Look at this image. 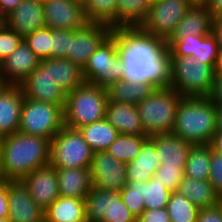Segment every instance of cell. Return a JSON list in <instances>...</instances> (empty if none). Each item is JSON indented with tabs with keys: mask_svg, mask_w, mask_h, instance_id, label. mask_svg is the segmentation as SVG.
I'll list each match as a JSON object with an SVG mask.
<instances>
[{
	"mask_svg": "<svg viewBox=\"0 0 222 222\" xmlns=\"http://www.w3.org/2000/svg\"><path fill=\"white\" fill-rule=\"evenodd\" d=\"M112 206V190L97 189L92 186L85 197L87 222H101Z\"/></svg>",
	"mask_w": 222,
	"mask_h": 222,
	"instance_id": "d6a6232c",
	"label": "cell"
},
{
	"mask_svg": "<svg viewBox=\"0 0 222 222\" xmlns=\"http://www.w3.org/2000/svg\"><path fill=\"white\" fill-rule=\"evenodd\" d=\"M45 25L51 29L77 30L86 26L85 6L72 0L42 1Z\"/></svg>",
	"mask_w": 222,
	"mask_h": 222,
	"instance_id": "4fadbf2b",
	"label": "cell"
},
{
	"mask_svg": "<svg viewBox=\"0 0 222 222\" xmlns=\"http://www.w3.org/2000/svg\"><path fill=\"white\" fill-rule=\"evenodd\" d=\"M209 98L215 104H222V75H214V83Z\"/></svg>",
	"mask_w": 222,
	"mask_h": 222,
	"instance_id": "c3c4849f",
	"label": "cell"
},
{
	"mask_svg": "<svg viewBox=\"0 0 222 222\" xmlns=\"http://www.w3.org/2000/svg\"><path fill=\"white\" fill-rule=\"evenodd\" d=\"M218 52L219 46L212 33L209 35H198L197 55H194L195 60L208 64L214 69Z\"/></svg>",
	"mask_w": 222,
	"mask_h": 222,
	"instance_id": "f35d334b",
	"label": "cell"
},
{
	"mask_svg": "<svg viewBox=\"0 0 222 222\" xmlns=\"http://www.w3.org/2000/svg\"><path fill=\"white\" fill-rule=\"evenodd\" d=\"M181 98L171 87L157 88L136 104L146 136L172 133Z\"/></svg>",
	"mask_w": 222,
	"mask_h": 222,
	"instance_id": "5b68a950",
	"label": "cell"
},
{
	"mask_svg": "<svg viewBox=\"0 0 222 222\" xmlns=\"http://www.w3.org/2000/svg\"><path fill=\"white\" fill-rule=\"evenodd\" d=\"M196 222H222V200L216 206L200 209Z\"/></svg>",
	"mask_w": 222,
	"mask_h": 222,
	"instance_id": "bcb514c9",
	"label": "cell"
},
{
	"mask_svg": "<svg viewBox=\"0 0 222 222\" xmlns=\"http://www.w3.org/2000/svg\"><path fill=\"white\" fill-rule=\"evenodd\" d=\"M24 37L9 28L4 22L0 24V63L5 60L22 42Z\"/></svg>",
	"mask_w": 222,
	"mask_h": 222,
	"instance_id": "60d3db41",
	"label": "cell"
},
{
	"mask_svg": "<svg viewBox=\"0 0 222 222\" xmlns=\"http://www.w3.org/2000/svg\"><path fill=\"white\" fill-rule=\"evenodd\" d=\"M211 147L195 145L191 148L184 167V175L194 180H208Z\"/></svg>",
	"mask_w": 222,
	"mask_h": 222,
	"instance_id": "1f68e13d",
	"label": "cell"
},
{
	"mask_svg": "<svg viewBox=\"0 0 222 222\" xmlns=\"http://www.w3.org/2000/svg\"><path fill=\"white\" fill-rule=\"evenodd\" d=\"M145 182H127L120 190V197L130 212L138 219L145 210L143 185Z\"/></svg>",
	"mask_w": 222,
	"mask_h": 222,
	"instance_id": "8d00e7d4",
	"label": "cell"
},
{
	"mask_svg": "<svg viewBox=\"0 0 222 222\" xmlns=\"http://www.w3.org/2000/svg\"><path fill=\"white\" fill-rule=\"evenodd\" d=\"M151 4V0H118L115 28L139 27Z\"/></svg>",
	"mask_w": 222,
	"mask_h": 222,
	"instance_id": "f1b7e54d",
	"label": "cell"
},
{
	"mask_svg": "<svg viewBox=\"0 0 222 222\" xmlns=\"http://www.w3.org/2000/svg\"><path fill=\"white\" fill-rule=\"evenodd\" d=\"M40 59L23 41L0 63V76L7 85H20L38 66Z\"/></svg>",
	"mask_w": 222,
	"mask_h": 222,
	"instance_id": "e0dca14e",
	"label": "cell"
},
{
	"mask_svg": "<svg viewBox=\"0 0 222 222\" xmlns=\"http://www.w3.org/2000/svg\"><path fill=\"white\" fill-rule=\"evenodd\" d=\"M23 0H0L1 14L6 17L9 15Z\"/></svg>",
	"mask_w": 222,
	"mask_h": 222,
	"instance_id": "816d5d0a",
	"label": "cell"
},
{
	"mask_svg": "<svg viewBox=\"0 0 222 222\" xmlns=\"http://www.w3.org/2000/svg\"><path fill=\"white\" fill-rule=\"evenodd\" d=\"M0 21L3 23L5 21V17L1 14V10H0Z\"/></svg>",
	"mask_w": 222,
	"mask_h": 222,
	"instance_id": "6125c7cd",
	"label": "cell"
},
{
	"mask_svg": "<svg viewBox=\"0 0 222 222\" xmlns=\"http://www.w3.org/2000/svg\"><path fill=\"white\" fill-rule=\"evenodd\" d=\"M184 176V172L180 168L165 167L160 165L153 176L171 192H176L179 189L180 182Z\"/></svg>",
	"mask_w": 222,
	"mask_h": 222,
	"instance_id": "ee69618b",
	"label": "cell"
},
{
	"mask_svg": "<svg viewBox=\"0 0 222 222\" xmlns=\"http://www.w3.org/2000/svg\"><path fill=\"white\" fill-rule=\"evenodd\" d=\"M9 206H8V194L6 188V182L0 185V217L8 218Z\"/></svg>",
	"mask_w": 222,
	"mask_h": 222,
	"instance_id": "681fc988",
	"label": "cell"
},
{
	"mask_svg": "<svg viewBox=\"0 0 222 222\" xmlns=\"http://www.w3.org/2000/svg\"><path fill=\"white\" fill-rule=\"evenodd\" d=\"M192 5L193 3L190 0H159L153 2L147 17L139 27L144 32L168 41Z\"/></svg>",
	"mask_w": 222,
	"mask_h": 222,
	"instance_id": "30bf717a",
	"label": "cell"
},
{
	"mask_svg": "<svg viewBox=\"0 0 222 222\" xmlns=\"http://www.w3.org/2000/svg\"><path fill=\"white\" fill-rule=\"evenodd\" d=\"M112 29L106 24L88 23L77 29L70 37V50L66 59L83 68L88 58L111 34Z\"/></svg>",
	"mask_w": 222,
	"mask_h": 222,
	"instance_id": "5bb4252c",
	"label": "cell"
},
{
	"mask_svg": "<svg viewBox=\"0 0 222 222\" xmlns=\"http://www.w3.org/2000/svg\"><path fill=\"white\" fill-rule=\"evenodd\" d=\"M118 0H88L85 12L89 23L106 24L115 28Z\"/></svg>",
	"mask_w": 222,
	"mask_h": 222,
	"instance_id": "836d02e7",
	"label": "cell"
},
{
	"mask_svg": "<svg viewBox=\"0 0 222 222\" xmlns=\"http://www.w3.org/2000/svg\"><path fill=\"white\" fill-rule=\"evenodd\" d=\"M44 222H87L85 199L59 196L44 211Z\"/></svg>",
	"mask_w": 222,
	"mask_h": 222,
	"instance_id": "d4e9b609",
	"label": "cell"
},
{
	"mask_svg": "<svg viewBox=\"0 0 222 222\" xmlns=\"http://www.w3.org/2000/svg\"><path fill=\"white\" fill-rule=\"evenodd\" d=\"M124 65L122 80L146 83L155 89L171 86V59L167 41L140 27L114 28L110 34Z\"/></svg>",
	"mask_w": 222,
	"mask_h": 222,
	"instance_id": "6da1fadb",
	"label": "cell"
},
{
	"mask_svg": "<svg viewBox=\"0 0 222 222\" xmlns=\"http://www.w3.org/2000/svg\"><path fill=\"white\" fill-rule=\"evenodd\" d=\"M216 132V104L209 97H182L172 133L192 145H209Z\"/></svg>",
	"mask_w": 222,
	"mask_h": 222,
	"instance_id": "3957f363",
	"label": "cell"
},
{
	"mask_svg": "<svg viewBox=\"0 0 222 222\" xmlns=\"http://www.w3.org/2000/svg\"><path fill=\"white\" fill-rule=\"evenodd\" d=\"M0 222H9L8 218H1L0 217Z\"/></svg>",
	"mask_w": 222,
	"mask_h": 222,
	"instance_id": "be15d7a7",
	"label": "cell"
},
{
	"mask_svg": "<svg viewBox=\"0 0 222 222\" xmlns=\"http://www.w3.org/2000/svg\"><path fill=\"white\" fill-rule=\"evenodd\" d=\"M24 95L20 85H5L0 90V139L18 132Z\"/></svg>",
	"mask_w": 222,
	"mask_h": 222,
	"instance_id": "d6986e66",
	"label": "cell"
},
{
	"mask_svg": "<svg viewBox=\"0 0 222 222\" xmlns=\"http://www.w3.org/2000/svg\"><path fill=\"white\" fill-rule=\"evenodd\" d=\"M4 23L23 37L46 26L42 1L23 0L5 17Z\"/></svg>",
	"mask_w": 222,
	"mask_h": 222,
	"instance_id": "ac0fdd59",
	"label": "cell"
},
{
	"mask_svg": "<svg viewBox=\"0 0 222 222\" xmlns=\"http://www.w3.org/2000/svg\"><path fill=\"white\" fill-rule=\"evenodd\" d=\"M171 88L182 97H209L214 69L190 56H170Z\"/></svg>",
	"mask_w": 222,
	"mask_h": 222,
	"instance_id": "8992f818",
	"label": "cell"
},
{
	"mask_svg": "<svg viewBox=\"0 0 222 222\" xmlns=\"http://www.w3.org/2000/svg\"><path fill=\"white\" fill-rule=\"evenodd\" d=\"M78 130L94 153L106 151L119 135L118 131L105 118L82 126Z\"/></svg>",
	"mask_w": 222,
	"mask_h": 222,
	"instance_id": "83f0119b",
	"label": "cell"
},
{
	"mask_svg": "<svg viewBox=\"0 0 222 222\" xmlns=\"http://www.w3.org/2000/svg\"><path fill=\"white\" fill-rule=\"evenodd\" d=\"M167 43L170 56H190L194 58V55H197L198 35L185 36L179 40H168Z\"/></svg>",
	"mask_w": 222,
	"mask_h": 222,
	"instance_id": "7bdbcfd3",
	"label": "cell"
},
{
	"mask_svg": "<svg viewBox=\"0 0 222 222\" xmlns=\"http://www.w3.org/2000/svg\"><path fill=\"white\" fill-rule=\"evenodd\" d=\"M137 222H170L166 208L145 209Z\"/></svg>",
	"mask_w": 222,
	"mask_h": 222,
	"instance_id": "7dc6e473",
	"label": "cell"
},
{
	"mask_svg": "<svg viewBox=\"0 0 222 222\" xmlns=\"http://www.w3.org/2000/svg\"><path fill=\"white\" fill-rule=\"evenodd\" d=\"M216 132H222V104H216Z\"/></svg>",
	"mask_w": 222,
	"mask_h": 222,
	"instance_id": "11a10c76",
	"label": "cell"
},
{
	"mask_svg": "<svg viewBox=\"0 0 222 222\" xmlns=\"http://www.w3.org/2000/svg\"><path fill=\"white\" fill-rule=\"evenodd\" d=\"M124 65L119 57L116 42L109 35L82 68L84 81L101 88H109L122 80Z\"/></svg>",
	"mask_w": 222,
	"mask_h": 222,
	"instance_id": "9c48e42d",
	"label": "cell"
},
{
	"mask_svg": "<svg viewBox=\"0 0 222 222\" xmlns=\"http://www.w3.org/2000/svg\"><path fill=\"white\" fill-rule=\"evenodd\" d=\"M177 191L186 196L199 210L221 202L209 180H194L184 175Z\"/></svg>",
	"mask_w": 222,
	"mask_h": 222,
	"instance_id": "484cf974",
	"label": "cell"
},
{
	"mask_svg": "<svg viewBox=\"0 0 222 222\" xmlns=\"http://www.w3.org/2000/svg\"><path fill=\"white\" fill-rule=\"evenodd\" d=\"M90 175L92 186L97 189L120 191L127 183L126 164L107 151L93 154Z\"/></svg>",
	"mask_w": 222,
	"mask_h": 222,
	"instance_id": "7c38bea8",
	"label": "cell"
},
{
	"mask_svg": "<svg viewBox=\"0 0 222 222\" xmlns=\"http://www.w3.org/2000/svg\"><path fill=\"white\" fill-rule=\"evenodd\" d=\"M93 154L78 129L64 125L51 140L50 164L56 168H90Z\"/></svg>",
	"mask_w": 222,
	"mask_h": 222,
	"instance_id": "52a82bcc",
	"label": "cell"
},
{
	"mask_svg": "<svg viewBox=\"0 0 222 222\" xmlns=\"http://www.w3.org/2000/svg\"><path fill=\"white\" fill-rule=\"evenodd\" d=\"M205 5L213 17L222 16V0H208Z\"/></svg>",
	"mask_w": 222,
	"mask_h": 222,
	"instance_id": "f5cc1de1",
	"label": "cell"
},
{
	"mask_svg": "<svg viewBox=\"0 0 222 222\" xmlns=\"http://www.w3.org/2000/svg\"><path fill=\"white\" fill-rule=\"evenodd\" d=\"M193 4H205L208 0H190Z\"/></svg>",
	"mask_w": 222,
	"mask_h": 222,
	"instance_id": "680465c9",
	"label": "cell"
},
{
	"mask_svg": "<svg viewBox=\"0 0 222 222\" xmlns=\"http://www.w3.org/2000/svg\"><path fill=\"white\" fill-rule=\"evenodd\" d=\"M101 222H137L120 197V191L112 190V206Z\"/></svg>",
	"mask_w": 222,
	"mask_h": 222,
	"instance_id": "ab89813d",
	"label": "cell"
},
{
	"mask_svg": "<svg viewBox=\"0 0 222 222\" xmlns=\"http://www.w3.org/2000/svg\"><path fill=\"white\" fill-rule=\"evenodd\" d=\"M51 77L66 94L85 82L82 68L66 58H51Z\"/></svg>",
	"mask_w": 222,
	"mask_h": 222,
	"instance_id": "4316f807",
	"label": "cell"
},
{
	"mask_svg": "<svg viewBox=\"0 0 222 222\" xmlns=\"http://www.w3.org/2000/svg\"><path fill=\"white\" fill-rule=\"evenodd\" d=\"M20 87L25 98L65 107L66 93L51 77V58L40 60Z\"/></svg>",
	"mask_w": 222,
	"mask_h": 222,
	"instance_id": "8fae6325",
	"label": "cell"
},
{
	"mask_svg": "<svg viewBox=\"0 0 222 222\" xmlns=\"http://www.w3.org/2000/svg\"><path fill=\"white\" fill-rule=\"evenodd\" d=\"M6 85L3 78L0 76V90Z\"/></svg>",
	"mask_w": 222,
	"mask_h": 222,
	"instance_id": "94428289",
	"label": "cell"
},
{
	"mask_svg": "<svg viewBox=\"0 0 222 222\" xmlns=\"http://www.w3.org/2000/svg\"><path fill=\"white\" fill-rule=\"evenodd\" d=\"M149 137L146 135L119 134L106 151L122 163L133 161L138 155L142 144Z\"/></svg>",
	"mask_w": 222,
	"mask_h": 222,
	"instance_id": "4dcf8cb0",
	"label": "cell"
},
{
	"mask_svg": "<svg viewBox=\"0 0 222 222\" xmlns=\"http://www.w3.org/2000/svg\"><path fill=\"white\" fill-rule=\"evenodd\" d=\"M76 30L51 29V58H66L70 37Z\"/></svg>",
	"mask_w": 222,
	"mask_h": 222,
	"instance_id": "b9f144b4",
	"label": "cell"
},
{
	"mask_svg": "<svg viewBox=\"0 0 222 222\" xmlns=\"http://www.w3.org/2000/svg\"><path fill=\"white\" fill-rule=\"evenodd\" d=\"M25 43L40 59L51 58V28L44 26L24 37Z\"/></svg>",
	"mask_w": 222,
	"mask_h": 222,
	"instance_id": "74e56055",
	"label": "cell"
},
{
	"mask_svg": "<svg viewBox=\"0 0 222 222\" xmlns=\"http://www.w3.org/2000/svg\"><path fill=\"white\" fill-rule=\"evenodd\" d=\"M59 195L85 199L92 188L90 168H56Z\"/></svg>",
	"mask_w": 222,
	"mask_h": 222,
	"instance_id": "cb8c5ba5",
	"label": "cell"
},
{
	"mask_svg": "<svg viewBox=\"0 0 222 222\" xmlns=\"http://www.w3.org/2000/svg\"><path fill=\"white\" fill-rule=\"evenodd\" d=\"M9 222H44V210L30 197L22 181H6Z\"/></svg>",
	"mask_w": 222,
	"mask_h": 222,
	"instance_id": "9a60e30c",
	"label": "cell"
},
{
	"mask_svg": "<svg viewBox=\"0 0 222 222\" xmlns=\"http://www.w3.org/2000/svg\"><path fill=\"white\" fill-rule=\"evenodd\" d=\"M154 90L155 88L150 84H132L124 80H119L107 88L109 101L128 104H137L141 102Z\"/></svg>",
	"mask_w": 222,
	"mask_h": 222,
	"instance_id": "f546056e",
	"label": "cell"
},
{
	"mask_svg": "<svg viewBox=\"0 0 222 222\" xmlns=\"http://www.w3.org/2000/svg\"><path fill=\"white\" fill-rule=\"evenodd\" d=\"M170 222H196L199 209L183 194L172 192L166 205Z\"/></svg>",
	"mask_w": 222,
	"mask_h": 222,
	"instance_id": "e575fe53",
	"label": "cell"
},
{
	"mask_svg": "<svg viewBox=\"0 0 222 222\" xmlns=\"http://www.w3.org/2000/svg\"><path fill=\"white\" fill-rule=\"evenodd\" d=\"M63 126L64 112L60 105L24 97L18 131L52 140Z\"/></svg>",
	"mask_w": 222,
	"mask_h": 222,
	"instance_id": "ba28073f",
	"label": "cell"
},
{
	"mask_svg": "<svg viewBox=\"0 0 222 222\" xmlns=\"http://www.w3.org/2000/svg\"><path fill=\"white\" fill-rule=\"evenodd\" d=\"M209 146L212 151L222 155V132H215Z\"/></svg>",
	"mask_w": 222,
	"mask_h": 222,
	"instance_id": "db71d44e",
	"label": "cell"
},
{
	"mask_svg": "<svg viewBox=\"0 0 222 222\" xmlns=\"http://www.w3.org/2000/svg\"><path fill=\"white\" fill-rule=\"evenodd\" d=\"M51 140L20 131L0 139L4 177L21 181L37 168L50 164Z\"/></svg>",
	"mask_w": 222,
	"mask_h": 222,
	"instance_id": "7a4b0ae2",
	"label": "cell"
},
{
	"mask_svg": "<svg viewBox=\"0 0 222 222\" xmlns=\"http://www.w3.org/2000/svg\"><path fill=\"white\" fill-rule=\"evenodd\" d=\"M161 165L154 142L148 138L136 156L126 163L127 182H147Z\"/></svg>",
	"mask_w": 222,
	"mask_h": 222,
	"instance_id": "7402d4cb",
	"label": "cell"
},
{
	"mask_svg": "<svg viewBox=\"0 0 222 222\" xmlns=\"http://www.w3.org/2000/svg\"><path fill=\"white\" fill-rule=\"evenodd\" d=\"M171 193L162 182H159V180H156L154 177L150 178L143 185L145 209L166 208Z\"/></svg>",
	"mask_w": 222,
	"mask_h": 222,
	"instance_id": "d590c367",
	"label": "cell"
},
{
	"mask_svg": "<svg viewBox=\"0 0 222 222\" xmlns=\"http://www.w3.org/2000/svg\"><path fill=\"white\" fill-rule=\"evenodd\" d=\"M108 100L107 89L84 82L66 94L64 125L79 129L104 119Z\"/></svg>",
	"mask_w": 222,
	"mask_h": 222,
	"instance_id": "277c9868",
	"label": "cell"
},
{
	"mask_svg": "<svg viewBox=\"0 0 222 222\" xmlns=\"http://www.w3.org/2000/svg\"><path fill=\"white\" fill-rule=\"evenodd\" d=\"M214 75H222V49H219L218 57L214 66Z\"/></svg>",
	"mask_w": 222,
	"mask_h": 222,
	"instance_id": "9f6ffc18",
	"label": "cell"
},
{
	"mask_svg": "<svg viewBox=\"0 0 222 222\" xmlns=\"http://www.w3.org/2000/svg\"><path fill=\"white\" fill-rule=\"evenodd\" d=\"M105 119L119 134L145 135L136 104L108 100Z\"/></svg>",
	"mask_w": 222,
	"mask_h": 222,
	"instance_id": "44dd1931",
	"label": "cell"
},
{
	"mask_svg": "<svg viewBox=\"0 0 222 222\" xmlns=\"http://www.w3.org/2000/svg\"><path fill=\"white\" fill-rule=\"evenodd\" d=\"M209 182L212 184L215 193L222 200V155L212 151L209 163Z\"/></svg>",
	"mask_w": 222,
	"mask_h": 222,
	"instance_id": "f6af8a7d",
	"label": "cell"
},
{
	"mask_svg": "<svg viewBox=\"0 0 222 222\" xmlns=\"http://www.w3.org/2000/svg\"><path fill=\"white\" fill-rule=\"evenodd\" d=\"M7 180L4 177V171L2 167V158H1V150H0V185L4 184Z\"/></svg>",
	"mask_w": 222,
	"mask_h": 222,
	"instance_id": "6f0895ef",
	"label": "cell"
},
{
	"mask_svg": "<svg viewBox=\"0 0 222 222\" xmlns=\"http://www.w3.org/2000/svg\"><path fill=\"white\" fill-rule=\"evenodd\" d=\"M213 16L205 4H193L176 27L169 40H179L185 36L209 35Z\"/></svg>",
	"mask_w": 222,
	"mask_h": 222,
	"instance_id": "603a6c76",
	"label": "cell"
},
{
	"mask_svg": "<svg viewBox=\"0 0 222 222\" xmlns=\"http://www.w3.org/2000/svg\"><path fill=\"white\" fill-rule=\"evenodd\" d=\"M154 142L161 165L180 168L184 172L186 160L194 146L173 133H163L149 136Z\"/></svg>",
	"mask_w": 222,
	"mask_h": 222,
	"instance_id": "ffe728a7",
	"label": "cell"
},
{
	"mask_svg": "<svg viewBox=\"0 0 222 222\" xmlns=\"http://www.w3.org/2000/svg\"><path fill=\"white\" fill-rule=\"evenodd\" d=\"M211 33L215 36L219 49H222V16L213 17Z\"/></svg>",
	"mask_w": 222,
	"mask_h": 222,
	"instance_id": "f907efd6",
	"label": "cell"
},
{
	"mask_svg": "<svg viewBox=\"0 0 222 222\" xmlns=\"http://www.w3.org/2000/svg\"><path fill=\"white\" fill-rule=\"evenodd\" d=\"M74 2L80 3L81 5H84L87 3L88 0H72Z\"/></svg>",
	"mask_w": 222,
	"mask_h": 222,
	"instance_id": "91938a15",
	"label": "cell"
},
{
	"mask_svg": "<svg viewBox=\"0 0 222 222\" xmlns=\"http://www.w3.org/2000/svg\"><path fill=\"white\" fill-rule=\"evenodd\" d=\"M22 183L30 197L44 211L60 196L56 167L48 164L26 175Z\"/></svg>",
	"mask_w": 222,
	"mask_h": 222,
	"instance_id": "2e32d148",
	"label": "cell"
}]
</instances>
